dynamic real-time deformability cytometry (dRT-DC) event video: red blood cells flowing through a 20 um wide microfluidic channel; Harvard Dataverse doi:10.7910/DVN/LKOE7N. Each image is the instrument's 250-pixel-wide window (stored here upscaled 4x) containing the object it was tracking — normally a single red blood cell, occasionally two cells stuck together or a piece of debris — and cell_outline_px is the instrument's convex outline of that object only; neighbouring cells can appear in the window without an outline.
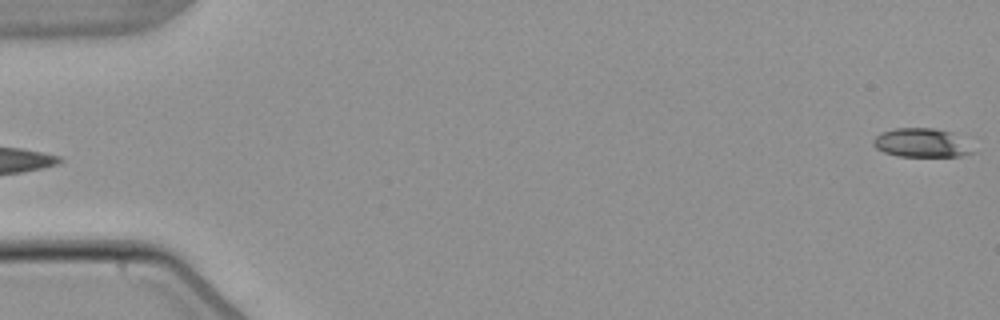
{"species": "common noctule bat (a hibernating species)", "species_latin": "Nyctalus noctula", "temperature_condition": "warm", "stored_images_in_passage": 6, "segment_of_instrument_passage": [2, 2], "camera_frame_rate_fps": 3000, "um_per_image_px": 0.085, "animal": {"sex": "male", "body_mass_g": 21.5, "forearm_length_mm": 52.0}, "frame": {"image": 1, "passage_image": 6, "time_ms": 6.0, "image_size_px": [1000, 320], "cell_outline_px": [[972, 152], [960, 156], [900, 156], [884, 152], [876, 148], [872, 144], [872, 140], [880, 132], [896, 128], [932, 128], [952, 132]], "centroid_in_image_um": [78.19, 12.13], "position_along_channel_um": 6.8, "area_um2": 16.18}}